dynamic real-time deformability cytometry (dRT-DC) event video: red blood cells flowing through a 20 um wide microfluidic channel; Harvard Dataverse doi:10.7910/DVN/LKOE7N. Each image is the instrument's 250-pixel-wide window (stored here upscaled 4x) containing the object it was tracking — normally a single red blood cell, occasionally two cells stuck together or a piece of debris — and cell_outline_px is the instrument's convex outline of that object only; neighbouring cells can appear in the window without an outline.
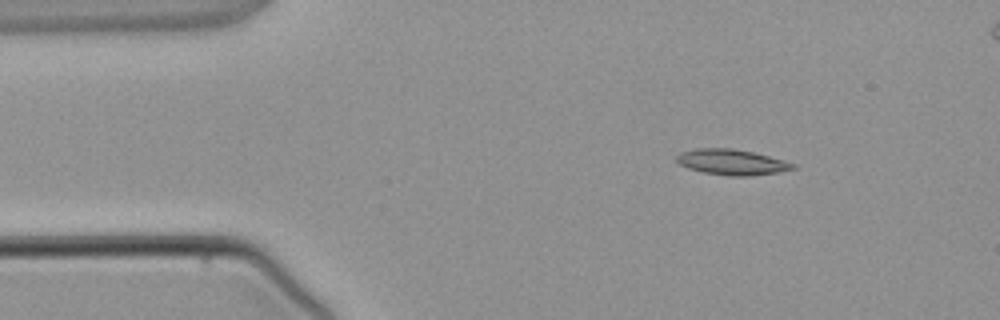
{"species": "common noctule bat (a hibernating species)", "species_latin": "Nyctalus noctula", "temperature_condition": "warm", "stored_images_in_passage": 3, "segment_of_instrument_passage": [1, 2], "camera_frame_rate_fps": 3000, "um_per_image_px": 0.085, "animal": {"sex": "male", "body_mass_g": 21.5, "forearm_length_mm": 52.0}, "frame": {"image": 1, "passage_image": 1, "time_ms": 0.0, "image_size_px": [1000, 320], "cell_outline_px": [[796, 168], [780, 172], [752, 176], [728, 176], [704, 172], [688, 168], [680, 164], [676, 160], [676, 156], [680, 152], [696, 148], [732, 148], [752, 152], [784, 160], [796, 164]], "centroid_in_image_um": [62.21, 13.78], "position_along_channel_um": 22.8, "area_um2": 17.4}}